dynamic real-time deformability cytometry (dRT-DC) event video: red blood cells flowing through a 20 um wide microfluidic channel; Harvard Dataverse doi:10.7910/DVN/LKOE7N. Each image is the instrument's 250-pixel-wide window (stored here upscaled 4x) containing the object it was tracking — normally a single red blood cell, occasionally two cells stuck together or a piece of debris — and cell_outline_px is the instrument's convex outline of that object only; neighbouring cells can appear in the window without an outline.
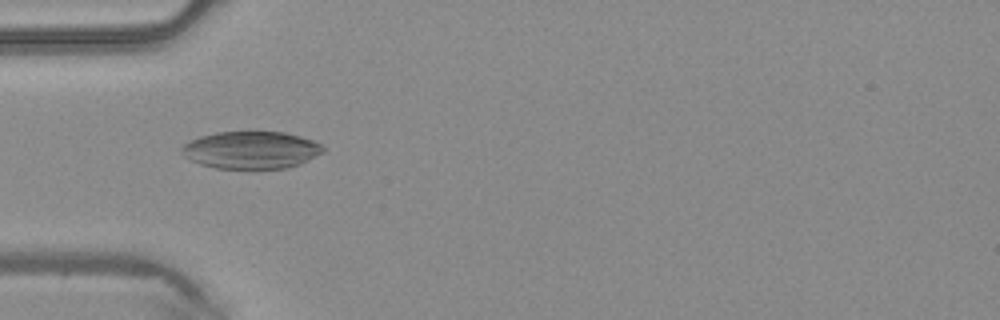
{"species": "common noctule bat (a hibernating species)", "species_latin": "Nyctalus noctula", "temperature_condition": "warm", "stored_images_in_passage": 49, "camera_frame_rate_fps": 3000, "um_per_image_px": 0.085, "animal": {"sex": "male", "body_mass_g": 20.4}, "frame": {"image": 1, "passage_image": 16, "time_ms": 5.0, "image_size_px": [1000, 320], "cell_outline_px": [[316, 152], [292, 164], [276, 168], [224, 168], [208, 164], [188, 144], [196, 140], [208, 136], [224, 132], [276, 132], [308, 140], [316, 144]], "centroid_in_image_um": [21.47, 12.72], "position_along_channel_um": 63.5, "area_um2": 26.24}}
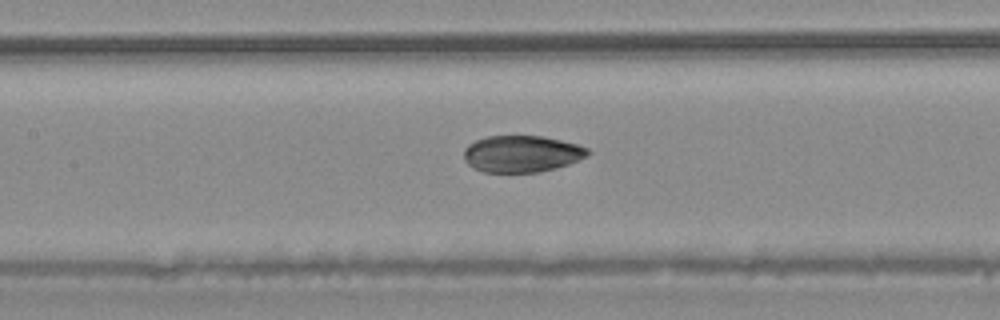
{"frame": {"image": 2, "passage_image": 23, "time_ms": 7.333, "image_size_px": [1000, 320], "cell_outline_px": [[588, 152], [564, 164], [532, 172], [488, 172], [476, 168], [468, 160], [464, 152], [472, 144], [480, 140], [492, 136], [536, 136], [556, 140], [572, 144], [584, 148]], "centroid_in_image_um": [44.26, 13.07], "position_along_channel_um": 163.1, "area_um2": 24.33}}
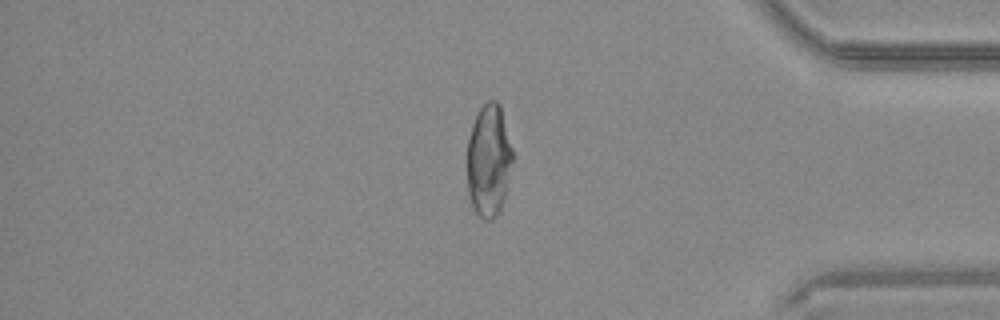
{"frame": {"image": 3, "passage_image": 41, "time_ms": 13.333, "image_size_px": [1000, 320], "cell_outline_px": [[512, 156], [476, 208], [472, 200], [468, 184], [468, 144], [472, 128], [480, 112], [484, 108], [496, 104], [500, 108], [512, 152]], "centroid_in_image_um": [41.4, 12.92], "position_along_channel_um": 393.8, "area_um2": 21.21}, "authors_computed_cell_mechanics": {"area_um2": 23.3512, "velocity_mm_per_s": 4.2722, "shape_relaxation_time_tau1_ms": null, "shape_relaxation_time_tau2_ms": 4.0397, "deformation_change_tau1": null, "deformation_change_tau2": 0.0687}}